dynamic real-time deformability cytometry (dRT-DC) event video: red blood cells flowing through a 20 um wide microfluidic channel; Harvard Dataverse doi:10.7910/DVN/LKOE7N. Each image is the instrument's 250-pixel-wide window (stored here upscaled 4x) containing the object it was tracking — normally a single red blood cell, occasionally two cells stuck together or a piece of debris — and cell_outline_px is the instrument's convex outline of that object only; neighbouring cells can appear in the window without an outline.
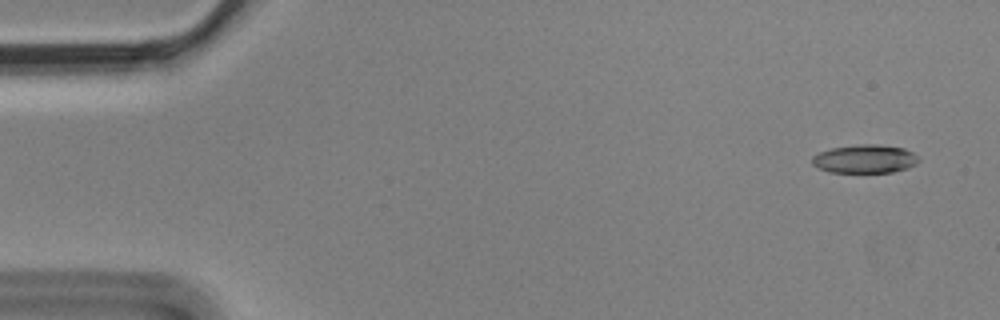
{"species": "Egyptian fruit bat (a non-hibernating species)", "species_latin": "Rousettus aegyptiacus", "temperature_condition": "cold", "stored_images_in_passage": 5, "camera_frame_rate_fps": 3000, "um_per_image_px": 0.085, "animal": {"sex": "male"}, "frame": {"image": 1, "passage_image": 1, "time_ms": 0.0, "image_size_px": [1000, 320], "cell_outline_px": [[920, 160], [916, 164], [908, 168], [892, 172], [828, 172], [812, 164], [812, 156], [820, 152], [832, 148], [864, 144], [876, 144], [904, 148], [920, 156]], "centroid_in_image_um": [73.55, 13.51], "position_along_channel_um": 11.4, "area_um2": 17.63}}
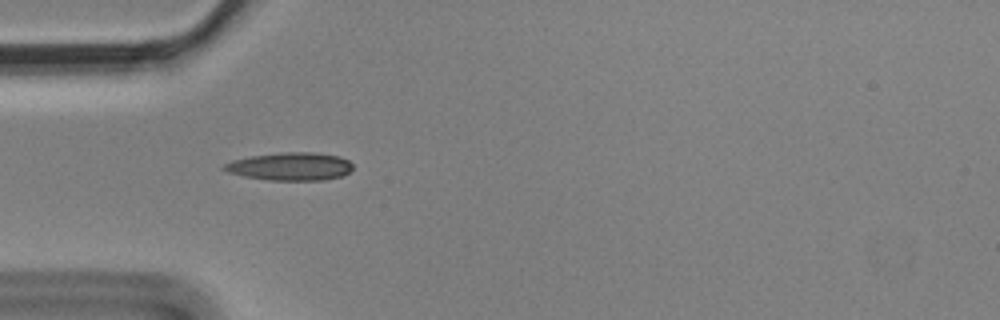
{"frame": {"image": 2, "passage_image": 4, "time_ms": 1.0, "image_size_px": [1000, 320], "cell_outline_px": [[352, 168], [348, 172], [340, 176], [324, 180], [268, 180], [244, 176], [228, 172], [220, 168], [224, 164], [232, 160], [252, 156], [280, 152], [316, 152], [340, 156], [348, 160], [352, 164]], "centroid_in_image_um": [24.66, 14.14], "position_along_channel_um": 60.3, "area_um2": 20.98}}
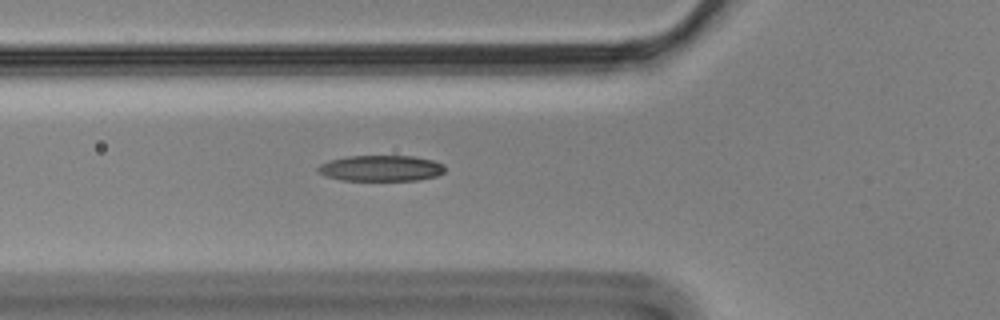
{"frame": {"image": 3, "passage_image": 5, "time_ms": 1.333, "image_size_px": [1000, 320], "cell_outline_px": [[444, 172], [436, 176], [420, 180], [340, 180], [324, 176], [316, 172], [316, 168], [320, 164], [328, 160], [348, 156], [412, 156], [432, 160], [444, 164]], "centroid_in_image_um": [32.33, 14.3], "position_along_channel_um": 93.5, "area_um2": 19.31}}